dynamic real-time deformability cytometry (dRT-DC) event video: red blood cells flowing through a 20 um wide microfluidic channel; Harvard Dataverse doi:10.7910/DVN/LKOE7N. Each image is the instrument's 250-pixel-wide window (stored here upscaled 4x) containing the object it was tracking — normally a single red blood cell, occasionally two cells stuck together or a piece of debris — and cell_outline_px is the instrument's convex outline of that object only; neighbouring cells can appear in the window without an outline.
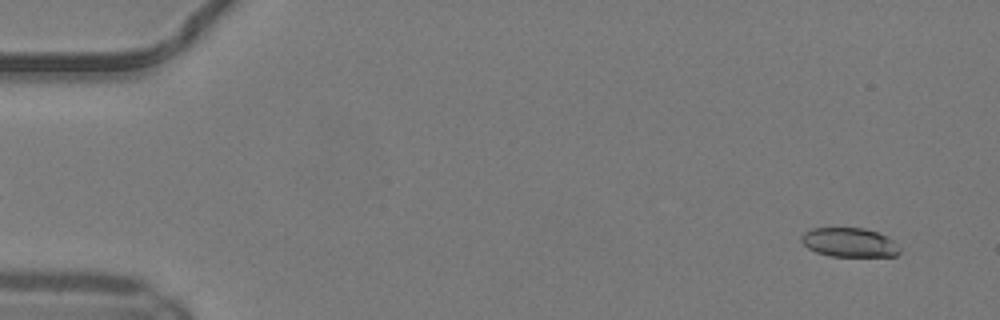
{"species": "common noctule bat (a hibernating species)", "species_latin": "Nyctalus noctula", "temperature_condition": "warm", "stored_images_in_passage": 50, "camera_frame_rate_fps": 3000, "um_per_image_px": 0.085, "animal": {"sex": "male", "body_mass_g": 19.2, "forearm_length_mm": 51.8}, "frame": {"image": 1, "passage_image": 3, "time_ms": 0.667, "image_size_px": [1000, 320], "cell_outline_px": [[900, 252], [896, 256], [832, 256], [816, 252], [808, 248], [800, 240], [800, 236], [804, 232], [812, 228], [864, 228], [876, 232], [892, 240], [900, 248]], "centroid_in_image_um": [72.16, 20.61], "position_along_channel_um": 12.8, "area_um2": 16.59}}
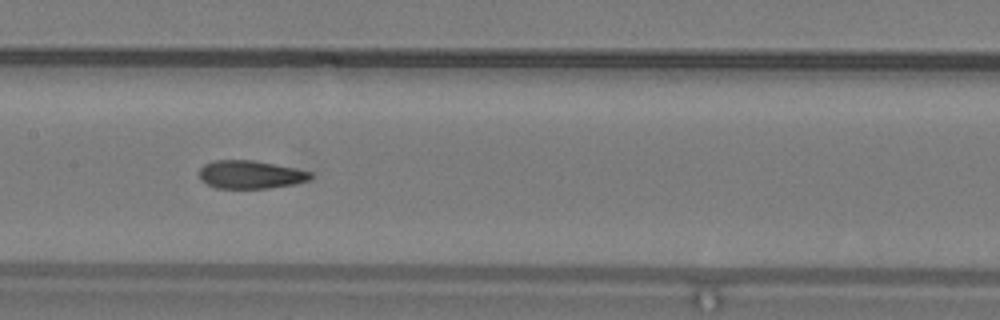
{"frame": {"image": 2, "passage_image": 25, "time_ms": 8.0, "image_size_px": [1000, 320], "cell_outline_px": [[312, 176], [308, 180], [296, 184], [268, 188], [216, 188], [200, 180], [200, 168], [204, 164], [212, 160], [252, 160], [296, 168], [312, 172]], "centroid_in_image_um": [21.28, 14.83], "position_along_channel_um": 186.1, "area_um2": 18.26}}
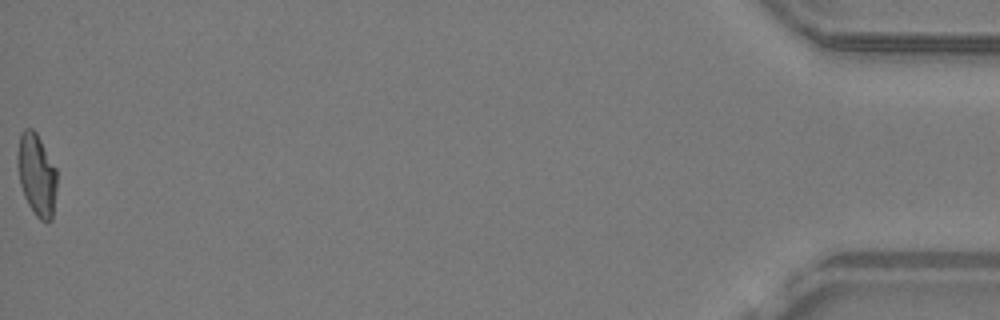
{"frame": {"image": 3, "passage_image": 50, "time_ms": 16.333, "image_size_px": [1000, 320], "cell_outline_px": [[56, 188], [52, 220], [48, 224], [40, 220], [36, 216], [28, 204], [24, 196], [20, 184], [16, 164], [16, 152], [20, 132], [24, 128], [32, 128], [36, 132], [56, 168]], "centroid_in_image_um": [3.09, 14.84], "position_along_channel_um": 432.1, "area_um2": 19.19}, "authors_computed_cell_mechanics": {"area_um2": 18.7561, "velocity_mm_per_s": 4.1661, "shape_relaxation_time_tau1_ms": 9.676, "shape_relaxation_time_tau2_ms": 1.7888, "deformation_change_tau1": 0.281, "deformation_change_tau2": 0.0874}}